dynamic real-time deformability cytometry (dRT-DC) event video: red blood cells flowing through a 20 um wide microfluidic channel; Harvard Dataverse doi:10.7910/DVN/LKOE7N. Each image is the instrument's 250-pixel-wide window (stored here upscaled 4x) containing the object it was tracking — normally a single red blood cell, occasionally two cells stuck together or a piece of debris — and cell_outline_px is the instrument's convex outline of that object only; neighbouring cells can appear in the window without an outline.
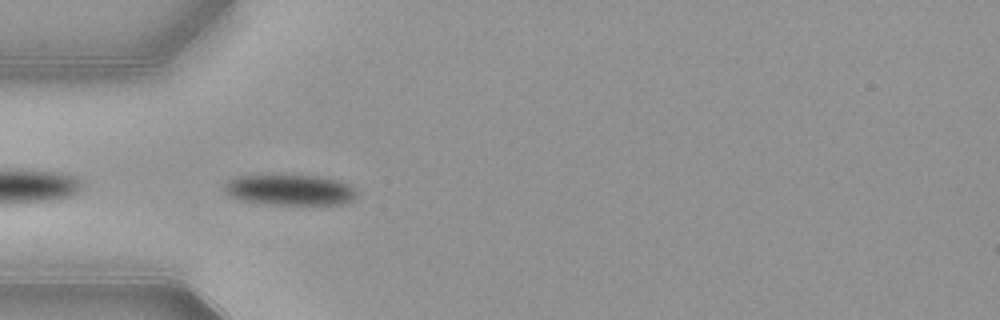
{"species": "common noctule bat (a hibernating species)", "species_latin": "Nyctalus noctula", "temperature_condition": "warm", "stored_images_in_passage": 18, "camera_frame_rate_fps": 3000, "um_per_image_px": 0.085, "animal": {"sex": "female", "body_mass_g": 21.9}, "frame": {"image": 1, "passage_image": 3, "time_ms": 0.667, "image_size_px": [1000, 320], "cell_outline_px": [[356, 196], [352, 200], [344, 204], [264, 204], [240, 200], [228, 196], [224, 188], [224, 184], [228, 180], [236, 176], [276, 172], [324, 176], [348, 184], [356, 188]], "centroid_in_image_um": [24.59, 16.08], "position_along_channel_um": 60.4, "area_um2": 24.91}}